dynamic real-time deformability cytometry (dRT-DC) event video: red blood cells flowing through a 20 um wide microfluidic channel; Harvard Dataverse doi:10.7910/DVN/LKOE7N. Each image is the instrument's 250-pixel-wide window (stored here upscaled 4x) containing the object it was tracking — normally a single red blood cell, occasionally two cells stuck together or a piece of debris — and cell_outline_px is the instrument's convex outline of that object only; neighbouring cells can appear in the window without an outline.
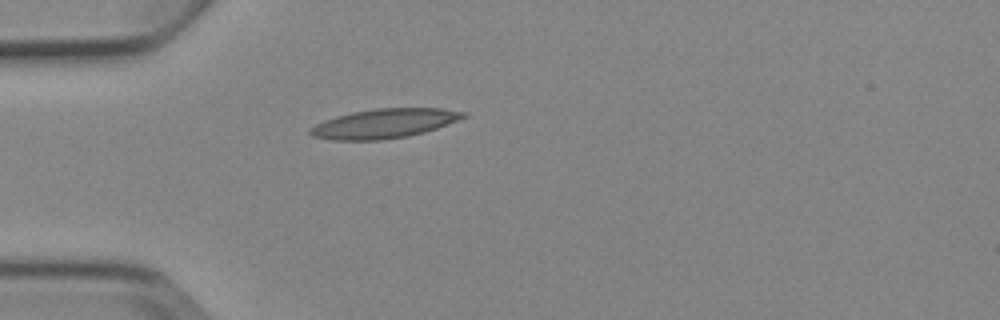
{"species": "Egyptian fruit bat (a non-hibernating species)", "species_latin": "Rousettus aegyptiacus", "temperature_condition": "cold", "stored_images_in_passage": 1, "camera_frame_rate_fps": 3000, "um_per_image_px": 0.085, "animal": {"sex": "female"}, "frame": {"image": 1, "passage_image": 1, "time_ms": 0.0, "image_size_px": [1000, 320], "cell_outline_px": [[468, 116], [436, 128], [424, 132], [408, 136], [380, 140], [332, 140], [312, 136], [308, 132], [308, 128], [324, 120], [336, 116], [352, 112], [376, 108], [440, 108], [468, 112]], "centroid_in_image_um": [32.64, 10.49], "position_along_channel_um": 52.4, "area_um2": 26.24}}